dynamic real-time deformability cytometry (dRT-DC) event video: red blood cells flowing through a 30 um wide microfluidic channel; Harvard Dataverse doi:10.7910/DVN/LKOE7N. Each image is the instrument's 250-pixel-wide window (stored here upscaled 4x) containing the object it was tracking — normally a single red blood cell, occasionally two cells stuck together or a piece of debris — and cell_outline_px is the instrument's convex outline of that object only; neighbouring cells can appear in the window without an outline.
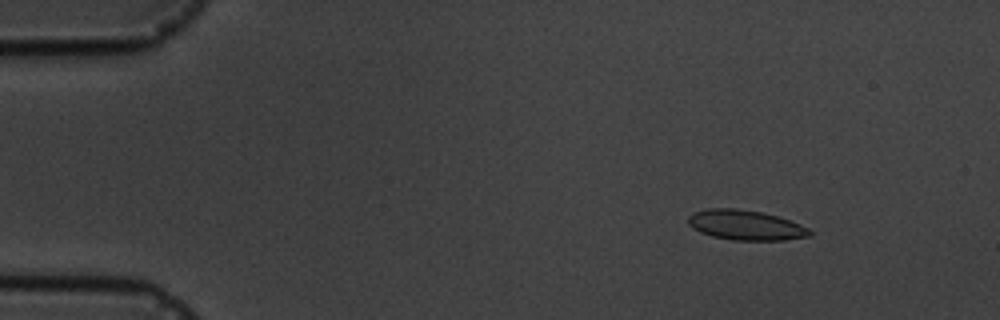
{"species": "common noctule bat (a hibernating species)", "species_latin": "Nyctalus noctula", "temperature_condition": "cold", "stored_images_in_passage": 4, "camera_frame_rate_fps": 3000, "um_per_image_px": 0.085, "animal": {"sex": "male", "body_mass_g": 19.5, "forearm_length_mm": 54.6}, "frame": {"image": 1, "passage_image": 2, "time_ms": 1.0, "image_size_px": [1000, 320], "cell_outline_px": [[812, 236], [784, 240], [732, 240], [712, 236], [700, 232], [692, 228], [688, 224], [688, 216], [692, 212], [708, 208], [736, 208], [760, 212], [776, 216], [800, 224], [808, 228], [812, 232]], "centroid_in_image_um": [63.35, 19.13], "position_along_channel_um": 21.7, "area_um2": 21.27}}
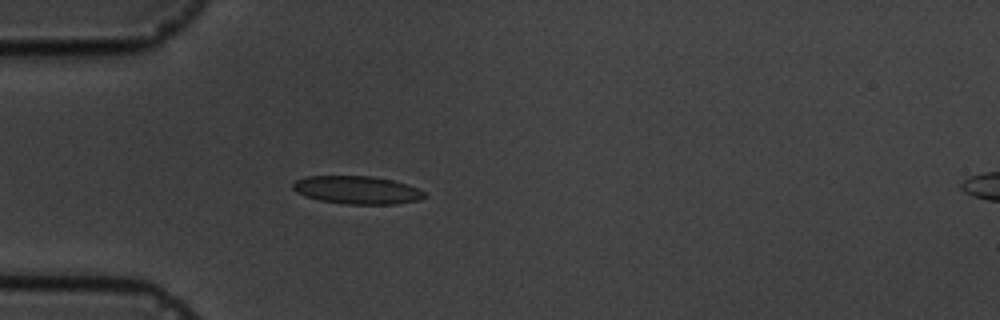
{"frame": {"image": 2, "passage_image": 4, "time_ms": 4.0, "image_size_px": [1000, 320], "cell_outline_px": [[428, 196], [420, 200], [396, 204], [344, 204], [320, 200], [296, 192], [292, 188], [292, 184], [296, 180], [308, 176], [372, 176], [392, 180], [408, 184], [424, 192]], "centroid_in_image_um": [30.38, 16.15], "position_along_channel_um": 54.6, "area_um2": 21.44}}